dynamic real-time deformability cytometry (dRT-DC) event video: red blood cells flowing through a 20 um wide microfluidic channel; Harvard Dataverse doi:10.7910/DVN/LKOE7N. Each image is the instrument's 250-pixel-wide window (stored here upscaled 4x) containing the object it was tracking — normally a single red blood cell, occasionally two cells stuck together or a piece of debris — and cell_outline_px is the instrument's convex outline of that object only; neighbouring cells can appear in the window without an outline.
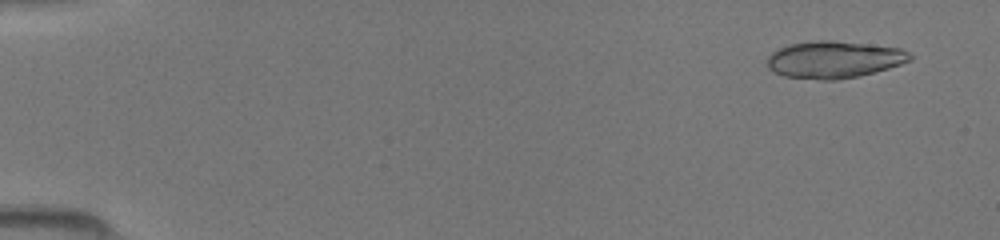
{"species": "common noctule bat (a hibernating species)", "species_latin": "Nyctalus noctula", "temperature_condition": "room temperature", "stored_images_in_passage": 47, "camera_frame_rate_fps": 3000, "um_per_image_px": 0.085, "animal": {"sex": "female", "body_mass_g": 19.5, "forearm_length_mm": 54.1}, "frame": {"image": 1, "passage_image": 3, "time_ms": 0.667, "image_size_px": [1000, 240], "cell_outline_px": [[912, 60], [888, 68], [860, 76], [836, 80], [820, 80], [784, 76], [768, 68], [768, 56], [772, 52], [788, 44], [816, 40], [832, 40], [900, 48], [908, 52], [912, 56]], "centroid_in_image_um": [70.89, 5.06], "position_along_channel_um": 14.1, "area_um2": 30.75}}
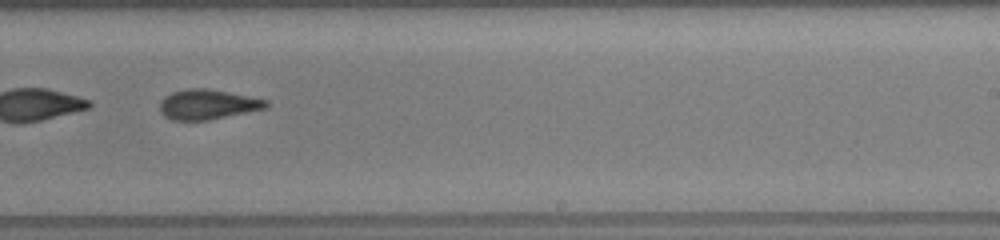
{"frame": {"image": 2, "passage_image": 31, "time_ms": 10.0, "image_size_px": [1000, 240], "cell_outline_px": [[268, 108], [208, 120], [172, 120], [164, 116], [160, 112], [160, 100], [164, 96], [172, 92], [188, 88], [208, 88], [268, 100]], "centroid_in_image_um": [17.63, 8.87], "position_along_channel_um": 271.4, "area_um2": 18.61}}
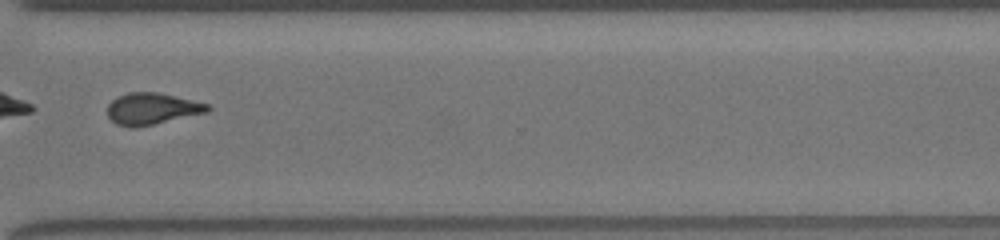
{"frame": {"image": 3, "passage_image": 37, "time_ms": 12.0, "image_size_px": [1000, 240], "cell_outline_px": [[212, 108], [208, 112], [152, 124], [132, 128], [116, 124], [108, 116], [108, 104], [116, 96], [128, 92], [160, 92], [208, 104]], "centroid_in_image_um": [12.9, 9.22], "position_along_channel_um": 357.7, "area_um2": 18.38}}